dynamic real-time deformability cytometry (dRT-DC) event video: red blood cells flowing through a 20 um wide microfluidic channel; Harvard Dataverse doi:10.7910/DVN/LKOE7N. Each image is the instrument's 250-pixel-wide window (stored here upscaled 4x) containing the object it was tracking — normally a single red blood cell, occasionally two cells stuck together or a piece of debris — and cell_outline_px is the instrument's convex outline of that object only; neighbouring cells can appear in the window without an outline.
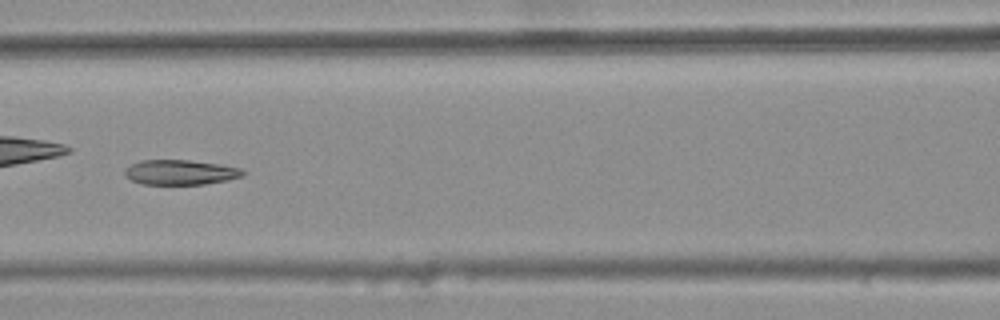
{"species": "common noctule bat (a hibernating species)", "species_latin": "Nyctalus noctula", "temperature_condition": "warm", "stored_images_in_passage": 11, "camera_frame_rate_fps": 3000, "um_per_image_px": 0.085, "animal": {"sex": "female", "body_mass_g": 25.1}, "frame": {"image": 1, "passage_image": 8, "time_ms": 2.333, "image_size_px": [1000, 320], "cell_outline_px": [[244, 176], [228, 180], [204, 184], [140, 184], [124, 176], [124, 168], [140, 160], [188, 160], [220, 164], [240, 168], [244, 172]], "centroid_in_image_um": [15.3, 14.64], "position_along_channel_um": 151.3, "area_um2": 17.22}}
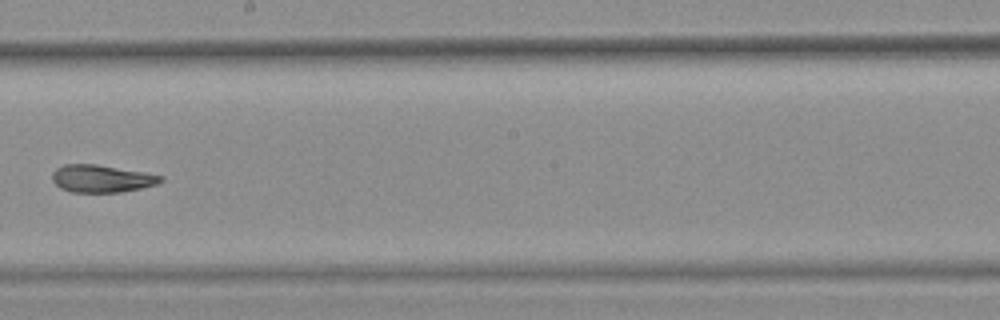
{"frame": {"image": 2, "passage_image": 10, "time_ms": 3.0, "image_size_px": [1000, 320], "cell_outline_px": [[164, 180], [156, 184], [140, 188], [120, 192], [72, 192], [60, 188], [52, 180], [52, 172], [56, 168], [64, 164], [96, 164], [144, 172], [164, 176]], "centroid_in_image_um": [8.62, 15.17], "position_along_channel_um": 239.6, "area_um2": 17.34}}
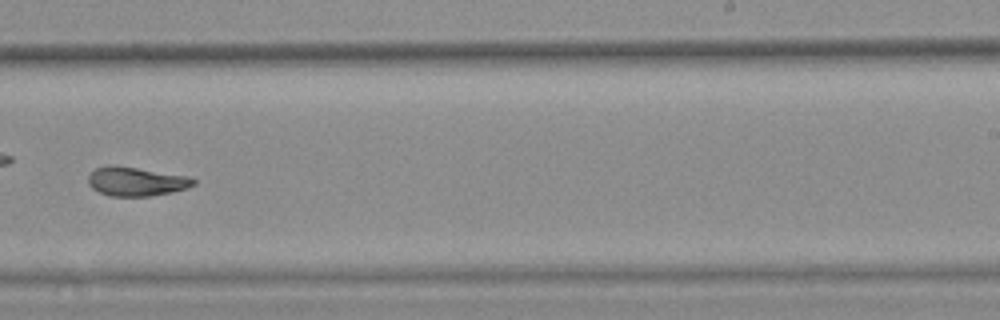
{"frame": {"image": 3, "passage_image": 11, "time_ms": 3.333, "image_size_px": [1000, 320], "cell_outline_px": [[196, 184], [188, 188], [172, 192], [148, 196], [112, 196], [100, 192], [92, 188], [88, 184], [88, 176], [96, 168], [108, 164], [116, 164], [188, 176], [196, 180]], "centroid_in_image_um": [11.58, 15.4], "position_along_channel_um": 277.4, "area_um2": 17.98}}